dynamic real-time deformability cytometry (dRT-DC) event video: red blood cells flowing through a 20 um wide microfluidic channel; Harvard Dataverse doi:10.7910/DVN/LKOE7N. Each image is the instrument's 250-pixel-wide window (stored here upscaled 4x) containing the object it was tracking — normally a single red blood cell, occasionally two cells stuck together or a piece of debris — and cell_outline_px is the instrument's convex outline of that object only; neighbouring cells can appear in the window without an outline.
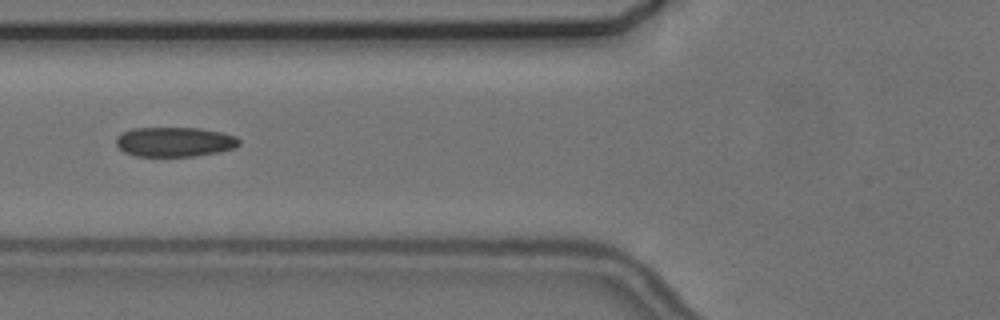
{"species": "common noctule bat (a hibernating species)", "species_latin": "Nyctalus noctula", "temperature_condition": "cold", "stored_images_in_passage": 3, "camera_frame_rate_fps": 3000, "um_per_image_px": 0.085, "animal": {"sex": "female", "body_mass_g": 24.6, "forearm_length_mm": 56.2}, "frame": {"image": 1, "passage_image": 2, "time_ms": 1.333, "image_size_px": [1000, 320], "cell_outline_px": [[240, 144], [236, 148], [220, 152], [196, 156], [136, 156], [124, 152], [116, 144], [116, 136], [132, 128], [200, 128], [220, 132], [236, 136], [240, 140]], "centroid_in_image_um": [14.87, 12.06], "position_along_channel_um": 110.9, "area_um2": 21.39}}
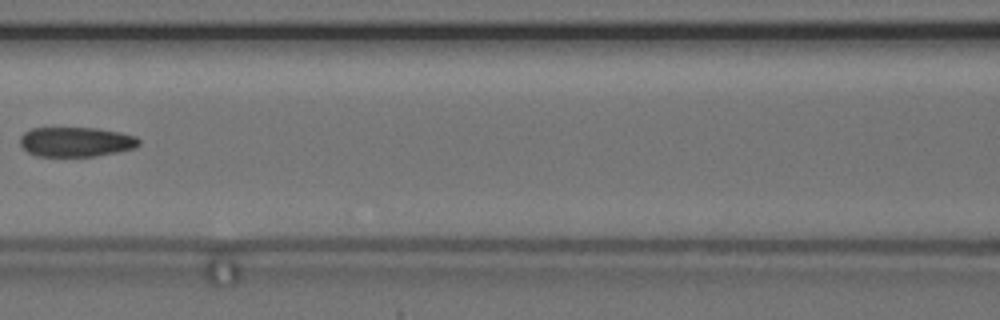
{"frame": {"image": 2, "passage_image": 3, "time_ms": 2.667, "image_size_px": [1000, 320], "cell_outline_px": [[140, 144], [132, 148], [120, 152], [96, 156], [36, 156], [28, 152], [20, 144], [20, 136], [24, 132], [32, 128], [96, 128], [120, 132], [136, 136], [140, 140]], "centroid_in_image_um": [6.46, 12.06], "position_along_channel_um": 160.1, "area_um2": 20.63}}